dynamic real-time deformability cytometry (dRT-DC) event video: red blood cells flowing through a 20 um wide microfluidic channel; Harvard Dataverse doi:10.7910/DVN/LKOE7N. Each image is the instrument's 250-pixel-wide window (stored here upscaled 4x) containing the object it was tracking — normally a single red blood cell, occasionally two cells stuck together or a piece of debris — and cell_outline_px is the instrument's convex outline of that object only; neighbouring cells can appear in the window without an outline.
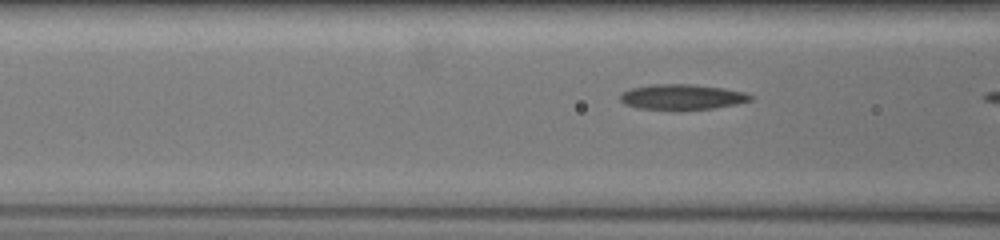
{"species": "common noctule bat (a hibernating species)", "species_latin": "Nyctalus noctula", "temperature_condition": "warm", "stored_images_in_passage": 11, "camera_frame_rate_fps": 3000, "um_per_image_px": 0.085, "animal": {"sex": "female", "body_mass_g": 19.5, "forearm_length_mm": 54.1}, "frame": {"image": 1, "passage_image": 8, "time_ms": 1.667, "image_size_px": [1000, 240], "cell_outline_px": [[752, 100], [712, 108], [680, 112], [640, 108], [628, 104], [620, 100], [620, 96], [624, 92], [632, 88], [652, 84], [692, 84], [724, 88], [744, 92], [752, 96]], "centroid_in_image_um": [57.97, 8.26], "position_along_channel_um": 108.6, "area_um2": 19.42}}